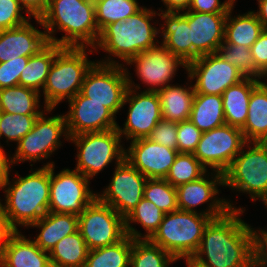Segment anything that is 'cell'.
<instances>
[{"label": "cell", "instance_id": "obj_31", "mask_svg": "<svg viewBox=\"0 0 267 267\" xmlns=\"http://www.w3.org/2000/svg\"><path fill=\"white\" fill-rule=\"evenodd\" d=\"M189 120L202 132L225 125L222 95L195 94Z\"/></svg>", "mask_w": 267, "mask_h": 267}, {"label": "cell", "instance_id": "obj_54", "mask_svg": "<svg viewBox=\"0 0 267 267\" xmlns=\"http://www.w3.org/2000/svg\"><path fill=\"white\" fill-rule=\"evenodd\" d=\"M187 265V267H204L200 264H198L197 262H195L194 260H192L191 258L188 259H183Z\"/></svg>", "mask_w": 267, "mask_h": 267}, {"label": "cell", "instance_id": "obj_52", "mask_svg": "<svg viewBox=\"0 0 267 267\" xmlns=\"http://www.w3.org/2000/svg\"><path fill=\"white\" fill-rule=\"evenodd\" d=\"M162 2L166 9L162 10L159 8V11L162 12H184L188 10L191 4V0H162Z\"/></svg>", "mask_w": 267, "mask_h": 267}, {"label": "cell", "instance_id": "obj_41", "mask_svg": "<svg viewBox=\"0 0 267 267\" xmlns=\"http://www.w3.org/2000/svg\"><path fill=\"white\" fill-rule=\"evenodd\" d=\"M38 116L0 112V139L5 137L7 145L9 141L18 144L32 130Z\"/></svg>", "mask_w": 267, "mask_h": 267}, {"label": "cell", "instance_id": "obj_28", "mask_svg": "<svg viewBox=\"0 0 267 267\" xmlns=\"http://www.w3.org/2000/svg\"><path fill=\"white\" fill-rule=\"evenodd\" d=\"M241 130L247 142H263L267 138L266 80H262L252 90L247 119Z\"/></svg>", "mask_w": 267, "mask_h": 267}, {"label": "cell", "instance_id": "obj_32", "mask_svg": "<svg viewBox=\"0 0 267 267\" xmlns=\"http://www.w3.org/2000/svg\"><path fill=\"white\" fill-rule=\"evenodd\" d=\"M41 93L24 86L0 89V112L9 114L40 115ZM40 108V109H39Z\"/></svg>", "mask_w": 267, "mask_h": 267}, {"label": "cell", "instance_id": "obj_47", "mask_svg": "<svg viewBox=\"0 0 267 267\" xmlns=\"http://www.w3.org/2000/svg\"><path fill=\"white\" fill-rule=\"evenodd\" d=\"M236 0H191L190 7L187 11L202 13H228Z\"/></svg>", "mask_w": 267, "mask_h": 267}, {"label": "cell", "instance_id": "obj_35", "mask_svg": "<svg viewBox=\"0 0 267 267\" xmlns=\"http://www.w3.org/2000/svg\"><path fill=\"white\" fill-rule=\"evenodd\" d=\"M132 238L126 235L118 243L89 250L84 267H130Z\"/></svg>", "mask_w": 267, "mask_h": 267}, {"label": "cell", "instance_id": "obj_10", "mask_svg": "<svg viewBox=\"0 0 267 267\" xmlns=\"http://www.w3.org/2000/svg\"><path fill=\"white\" fill-rule=\"evenodd\" d=\"M127 69L126 67L128 89L123 106L129 103V109L123 128L118 124L117 130L122 138L126 137L127 140L130 139L132 141L139 138H147L162 119V113L157 91H147L144 89L137 92V89L141 88L140 84H135Z\"/></svg>", "mask_w": 267, "mask_h": 267}, {"label": "cell", "instance_id": "obj_22", "mask_svg": "<svg viewBox=\"0 0 267 267\" xmlns=\"http://www.w3.org/2000/svg\"><path fill=\"white\" fill-rule=\"evenodd\" d=\"M49 43L46 32L29 21L19 27L0 30V63L17 57H31Z\"/></svg>", "mask_w": 267, "mask_h": 267}, {"label": "cell", "instance_id": "obj_50", "mask_svg": "<svg viewBox=\"0 0 267 267\" xmlns=\"http://www.w3.org/2000/svg\"><path fill=\"white\" fill-rule=\"evenodd\" d=\"M27 16L40 18L46 11L49 0H18Z\"/></svg>", "mask_w": 267, "mask_h": 267}, {"label": "cell", "instance_id": "obj_13", "mask_svg": "<svg viewBox=\"0 0 267 267\" xmlns=\"http://www.w3.org/2000/svg\"><path fill=\"white\" fill-rule=\"evenodd\" d=\"M78 230L89 250L116 244L126 236L124 218L97 197L78 215Z\"/></svg>", "mask_w": 267, "mask_h": 267}, {"label": "cell", "instance_id": "obj_33", "mask_svg": "<svg viewBox=\"0 0 267 267\" xmlns=\"http://www.w3.org/2000/svg\"><path fill=\"white\" fill-rule=\"evenodd\" d=\"M89 248L79 230L62 238L49 251L52 267H84Z\"/></svg>", "mask_w": 267, "mask_h": 267}, {"label": "cell", "instance_id": "obj_39", "mask_svg": "<svg viewBox=\"0 0 267 267\" xmlns=\"http://www.w3.org/2000/svg\"><path fill=\"white\" fill-rule=\"evenodd\" d=\"M143 198L153 202L164 213L179 209L176 188L165 179H147Z\"/></svg>", "mask_w": 267, "mask_h": 267}, {"label": "cell", "instance_id": "obj_24", "mask_svg": "<svg viewBox=\"0 0 267 267\" xmlns=\"http://www.w3.org/2000/svg\"><path fill=\"white\" fill-rule=\"evenodd\" d=\"M0 267H52L49 252L17 231L9 240Z\"/></svg>", "mask_w": 267, "mask_h": 267}, {"label": "cell", "instance_id": "obj_36", "mask_svg": "<svg viewBox=\"0 0 267 267\" xmlns=\"http://www.w3.org/2000/svg\"><path fill=\"white\" fill-rule=\"evenodd\" d=\"M177 260L149 239H132L130 267H169Z\"/></svg>", "mask_w": 267, "mask_h": 267}, {"label": "cell", "instance_id": "obj_1", "mask_svg": "<svg viewBox=\"0 0 267 267\" xmlns=\"http://www.w3.org/2000/svg\"><path fill=\"white\" fill-rule=\"evenodd\" d=\"M243 213L229 210L211 219L191 259L204 267H254V228L241 219Z\"/></svg>", "mask_w": 267, "mask_h": 267}, {"label": "cell", "instance_id": "obj_37", "mask_svg": "<svg viewBox=\"0 0 267 267\" xmlns=\"http://www.w3.org/2000/svg\"><path fill=\"white\" fill-rule=\"evenodd\" d=\"M137 0H104L95 5L96 24L99 32L108 24L121 22L138 12Z\"/></svg>", "mask_w": 267, "mask_h": 267}, {"label": "cell", "instance_id": "obj_30", "mask_svg": "<svg viewBox=\"0 0 267 267\" xmlns=\"http://www.w3.org/2000/svg\"><path fill=\"white\" fill-rule=\"evenodd\" d=\"M62 48V46L49 42L37 54L29 57L28 63L20 75L19 85L40 93L44 88L54 58Z\"/></svg>", "mask_w": 267, "mask_h": 267}, {"label": "cell", "instance_id": "obj_51", "mask_svg": "<svg viewBox=\"0 0 267 267\" xmlns=\"http://www.w3.org/2000/svg\"><path fill=\"white\" fill-rule=\"evenodd\" d=\"M11 167L14 168L11 164V155L7 157L4 146L0 145V187L8 179V176H10Z\"/></svg>", "mask_w": 267, "mask_h": 267}, {"label": "cell", "instance_id": "obj_21", "mask_svg": "<svg viewBox=\"0 0 267 267\" xmlns=\"http://www.w3.org/2000/svg\"><path fill=\"white\" fill-rule=\"evenodd\" d=\"M227 13L188 11L191 29V61L216 53L224 42Z\"/></svg>", "mask_w": 267, "mask_h": 267}, {"label": "cell", "instance_id": "obj_7", "mask_svg": "<svg viewBox=\"0 0 267 267\" xmlns=\"http://www.w3.org/2000/svg\"><path fill=\"white\" fill-rule=\"evenodd\" d=\"M224 186L248 194L252 201L267 199V146L263 142L244 145L224 173Z\"/></svg>", "mask_w": 267, "mask_h": 267}, {"label": "cell", "instance_id": "obj_17", "mask_svg": "<svg viewBox=\"0 0 267 267\" xmlns=\"http://www.w3.org/2000/svg\"><path fill=\"white\" fill-rule=\"evenodd\" d=\"M110 184L97 198L125 218L143 198L148 178L126 159L116 165Z\"/></svg>", "mask_w": 267, "mask_h": 267}, {"label": "cell", "instance_id": "obj_4", "mask_svg": "<svg viewBox=\"0 0 267 267\" xmlns=\"http://www.w3.org/2000/svg\"><path fill=\"white\" fill-rule=\"evenodd\" d=\"M156 12L143 6L125 20L105 26L100 31L93 50L97 51V48H100L109 54V57H104L105 59L97 62L123 66L139 53L158 46L160 41L156 37H160L158 36L159 28L150 22L154 19L153 17L159 15ZM113 57L119 58L123 62L119 63ZM124 62L125 64H123Z\"/></svg>", "mask_w": 267, "mask_h": 267}, {"label": "cell", "instance_id": "obj_2", "mask_svg": "<svg viewBox=\"0 0 267 267\" xmlns=\"http://www.w3.org/2000/svg\"><path fill=\"white\" fill-rule=\"evenodd\" d=\"M53 164L55 162L48 161L41 168H34V171L31 168L25 177L16 172V178L10 179L8 176L0 187L5 194V204L0 199V209L16 231L20 226L30 228L49 212L50 165Z\"/></svg>", "mask_w": 267, "mask_h": 267}, {"label": "cell", "instance_id": "obj_16", "mask_svg": "<svg viewBox=\"0 0 267 267\" xmlns=\"http://www.w3.org/2000/svg\"><path fill=\"white\" fill-rule=\"evenodd\" d=\"M186 72L189 82L195 79V94L222 95L227 88L245 79L237 67L222 59L217 52L191 61Z\"/></svg>", "mask_w": 267, "mask_h": 267}, {"label": "cell", "instance_id": "obj_38", "mask_svg": "<svg viewBox=\"0 0 267 267\" xmlns=\"http://www.w3.org/2000/svg\"><path fill=\"white\" fill-rule=\"evenodd\" d=\"M208 170L193 153H178L165 178L173 187L194 181L202 177Z\"/></svg>", "mask_w": 267, "mask_h": 267}, {"label": "cell", "instance_id": "obj_46", "mask_svg": "<svg viewBox=\"0 0 267 267\" xmlns=\"http://www.w3.org/2000/svg\"><path fill=\"white\" fill-rule=\"evenodd\" d=\"M250 52L256 69L267 80V29H264L256 42L250 47Z\"/></svg>", "mask_w": 267, "mask_h": 267}, {"label": "cell", "instance_id": "obj_34", "mask_svg": "<svg viewBox=\"0 0 267 267\" xmlns=\"http://www.w3.org/2000/svg\"><path fill=\"white\" fill-rule=\"evenodd\" d=\"M164 215L165 213L153 202L142 198L136 207L124 218L126 235L132 239H149L158 229ZM132 223H140L146 233L142 235L140 231L133 227Z\"/></svg>", "mask_w": 267, "mask_h": 267}, {"label": "cell", "instance_id": "obj_5", "mask_svg": "<svg viewBox=\"0 0 267 267\" xmlns=\"http://www.w3.org/2000/svg\"><path fill=\"white\" fill-rule=\"evenodd\" d=\"M86 47H63L55 56L43 88V108H56L61 101H69L81 90L84 78L95 61L88 58L93 53Z\"/></svg>", "mask_w": 267, "mask_h": 267}, {"label": "cell", "instance_id": "obj_55", "mask_svg": "<svg viewBox=\"0 0 267 267\" xmlns=\"http://www.w3.org/2000/svg\"><path fill=\"white\" fill-rule=\"evenodd\" d=\"M92 4L96 5L98 4L99 2L101 1H104V0H89Z\"/></svg>", "mask_w": 267, "mask_h": 267}, {"label": "cell", "instance_id": "obj_49", "mask_svg": "<svg viewBox=\"0 0 267 267\" xmlns=\"http://www.w3.org/2000/svg\"><path fill=\"white\" fill-rule=\"evenodd\" d=\"M17 231L11 226L9 219L4 215L3 211L0 209V264L4 255V251L10 238Z\"/></svg>", "mask_w": 267, "mask_h": 267}, {"label": "cell", "instance_id": "obj_44", "mask_svg": "<svg viewBox=\"0 0 267 267\" xmlns=\"http://www.w3.org/2000/svg\"><path fill=\"white\" fill-rule=\"evenodd\" d=\"M29 57H17L0 63V89L19 85V78L28 63Z\"/></svg>", "mask_w": 267, "mask_h": 267}, {"label": "cell", "instance_id": "obj_6", "mask_svg": "<svg viewBox=\"0 0 267 267\" xmlns=\"http://www.w3.org/2000/svg\"><path fill=\"white\" fill-rule=\"evenodd\" d=\"M211 219L210 216L199 212L180 209L165 213L158 229L149 240L178 260L192 258Z\"/></svg>", "mask_w": 267, "mask_h": 267}, {"label": "cell", "instance_id": "obj_9", "mask_svg": "<svg viewBox=\"0 0 267 267\" xmlns=\"http://www.w3.org/2000/svg\"><path fill=\"white\" fill-rule=\"evenodd\" d=\"M54 108H44L37 117L33 128L16 145L15 154L11 157V164L25 161L38 162L50 158L62 143L61 138L69 141L64 114L48 117ZM46 111V112H45ZM47 116V117H45ZM61 137V138H60Z\"/></svg>", "mask_w": 267, "mask_h": 267}, {"label": "cell", "instance_id": "obj_40", "mask_svg": "<svg viewBox=\"0 0 267 267\" xmlns=\"http://www.w3.org/2000/svg\"><path fill=\"white\" fill-rule=\"evenodd\" d=\"M217 53L229 64L237 67L245 78L266 79L255 67L250 48L242 45H222Z\"/></svg>", "mask_w": 267, "mask_h": 267}, {"label": "cell", "instance_id": "obj_56", "mask_svg": "<svg viewBox=\"0 0 267 267\" xmlns=\"http://www.w3.org/2000/svg\"><path fill=\"white\" fill-rule=\"evenodd\" d=\"M263 204L265 205V208H267V199L263 202Z\"/></svg>", "mask_w": 267, "mask_h": 267}, {"label": "cell", "instance_id": "obj_48", "mask_svg": "<svg viewBox=\"0 0 267 267\" xmlns=\"http://www.w3.org/2000/svg\"><path fill=\"white\" fill-rule=\"evenodd\" d=\"M254 267H267V230L254 229Z\"/></svg>", "mask_w": 267, "mask_h": 267}, {"label": "cell", "instance_id": "obj_3", "mask_svg": "<svg viewBox=\"0 0 267 267\" xmlns=\"http://www.w3.org/2000/svg\"><path fill=\"white\" fill-rule=\"evenodd\" d=\"M35 20L48 41L62 47L93 48L100 34L95 5L89 0H49L45 13ZM58 30L65 33L60 39L54 37Z\"/></svg>", "mask_w": 267, "mask_h": 267}, {"label": "cell", "instance_id": "obj_26", "mask_svg": "<svg viewBox=\"0 0 267 267\" xmlns=\"http://www.w3.org/2000/svg\"><path fill=\"white\" fill-rule=\"evenodd\" d=\"M261 81L245 78L241 82L230 86L222 94L225 123L242 128L248 115L249 100L252 90Z\"/></svg>", "mask_w": 267, "mask_h": 267}, {"label": "cell", "instance_id": "obj_25", "mask_svg": "<svg viewBox=\"0 0 267 267\" xmlns=\"http://www.w3.org/2000/svg\"><path fill=\"white\" fill-rule=\"evenodd\" d=\"M30 227L40 229L33 241L42 250L49 252L62 238L78 230V216L48 212Z\"/></svg>", "mask_w": 267, "mask_h": 267}, {"label": "cell", "instance_id": "obj_15", "mask_svg": "<svg viewBox=\"0 0 267 267\" xmlns=\"http://www.w3.org/2000/svg\"><path fill=\"white\" fill-rule=\"evenodd\" d=\"M209 173L208 171L199 179L176 187L178 208L198 212L195 207L209 202L207 208L199 210V213L210 216L212 219L225 215L229 210L245 211V207H234L230 199L216 196L220 190L218 186H224V174L215 171H212L211 175Z\"/></svg>", "mask_w": 267, "mask_h": 267}, {"label": "cell", "instance_id": "obj_14", "mask_svg": "<svg viewBox=\"0 0 267 267\" xmlns=\"http://www.w3.org/2000/svg\"><path fill=\"white\" fill-rule=\"evenodd\" d=\"M246 143L240 128L225 124L203 132L193 154L207 170L224 174Z\"/></svg>", "mask_w": 267, "mask_h": 267}, {"label": "cell", "instance_id": "obj_45", "mask_svg": "<svg viewBox=\"0 0 267 267\" xmlns=\"http://www.w3.org/2000/svg\"><path fill=\"white\" fill-rule=\"evenodd\" d=\"M147 138L152 142L177 150V122L162 118Z\"/></svg>", "mask_w": 267, "mask_h": 267}, {"label": "cell", "instance_id": "obj_57", "mask_svg": "<svg viewBox=\"0 0 267 267\" xmlns=\"http://www.w3.org/2000/svg\"><path fill=\"white\" fill-rule=\"evenodd\" d=\"M263 143L267 146V138L263 141Z\"/></svg>", "mask_w": 267, "mask_h": 267}, {"label": "cell", "instance_id": "obj_29", "mask_svg": "<svg viewBox=\"0 0 267 267\" xmlns=\"http://www.w3.org/2000/svg\"><path fill=\"white\" fill-rule=\"evenodd\" d=\"M160 98L162 118L173 122H182L190 118L195 91L191 84H169L157 91Z\"/></svg>", "mask_w": 267, "mask_h": 267}, {"label": "cell", "instance_id": "obj_12", "mask_svg": "<svg viewBox=\"0 0 267 267\" xmlns=\"http://www.w3.org/2000/svg\"><path fill=\"white\" fill-rule=\"evenodd\" d=\"M128 81L125 65L95 62L85 75L80 93L101 103L115 116L123 107Z\"/></svg>", "mask_w": 267, "mask_h": 267}, {"label": "cell", "instance_id": "obj_42", "mask_svg": "<svg viewBox=\"0 0 267 267\" xmlns=\"http://www.w3.org/2000/svg\"><path fill=\"white\" fill-rule=\"evenodd\" d=\"M23 10L18 0H0V30L19 27L28 21L30 16L23 15Z\"/></svg>", "mask_w": 267, "mask_h": 267}, {"label": "cell", "instance_id": "obj_23", "mask_svg": "<svg viewBox=\"0 0 267 267\" xmlns=\"http://www.w3.org/2000/svg\"><path fill=\"white\" fill-rule=\"evenodd\" d=\"M163 24L159 28L161 44L172 54L179 56L186 64L191 62V29L188 23V11L159 12ZM162 30V31H161Z\"/></svg>", "mask_w": 267, "mask_h": 267}, {"label": "cell", "instance_id": "obj_53", "mask_svg": "<svg viewBox=\"0 0 267 267\" xmlns=\"http://www.w3.org/2000/svg\"><path fill=\"white\" fill-rule=\"evenodd\" d=\"M258 11L254 12L263 25L264 29H267V0H257Z\"/></svg>", "mask_w": 267, "mask_h": 267}, {"label": "cell", "instance_id": "obj_18", "mask_svg": "<svg viewBox=\"0 0 267 267\" xmlns=\"http://www.w3.org/2000/svg\"><path fill=\"white\" fill-rule=\"evenodd\" d=\"M133 63L136 64L134 71L137 78L149 86L147 91H158L169 85L179 66L187 70V64L162 44L139 53L126 65L131 66Z\"/></svg>", "mask_w": 267, "mask_h": 267}, {"label": "cell", "instance_id": "obj_11", "mask_svg": "<svg viewBox=\"0 0 267 267\" xmlns=\"http://www.w3.org/2000/svg\"><path fill=\"white\" fill-rule=\"evenodd\" d=\"M50 165L49 212L80 215L97 197L90 189V180L76 169L64 168L55 174Z\"/></svg>", "mask_w": 267, "mask_h": 267}, {"label": "cell", "instance_id": "obj_27", "mask_svg": "<svg viewBox=\"0 0 267 267\" xmlns=\"http://www.w3.org/2000/svg\"><path fill=\"white\" fill-rule=\"evenodd\" d=\"M234 5L229 9L225 21L224 42L222 45H242L250 48L264 27L254 11L232 16Z\"/></svg>", "mask_w": 267, "mask_h": 267}, {"label": "cell", "instance_id": "obj_20", "mask_svg": "<svg viewBox=\"0 0 267 267\" xmlns=\"http://www.w3.org/2000/svg\"><path fill=\"white\" fill-rule=\"evenodd\" d=\"M179 152L148 138L130 141L125 159L148 179H165Z\"/></svg>", "mask_w": 267, "mask_h": 267}, {"label": "cell", "instance_id": "obj_43", "mask_svg": "<svg viewBox=\"0 0 267 267\" xmlns=\"http://www.w3.org/2000/svg\"><path fill=\"white\" fill-rule=\"evenodd\" d=\"M203 132L189 119L177 122V151L179 153H194Z\"/></svg>", "mask_w": 267, "mask_h": 267}, {"label": "cell", "instance_id": "obj_19", "mask_svg": "<svg viewBox=\"0 0 267 267\" xmlns=\"http://www.w3.org/2000/svg\"><path fill=\"white\" fill-rule=\"evenodd\" d=\"M69 111L64 115L69 137L83 133L103 132L116 129L115 116L101 103L90 101L80 92L67 101Z\"/></svg>", "mask_w": 267, "mask_h": 267}, {"label": "cell", "instance_id": "obj_8", "mask_svg": "<svg viewBox=\"0 0 267 267\" xmlns=\"http://www.w3.org/2000/svg\"><path fill=\"white\" fill-rule=\"evenodd\" d=\"M121 139L117 128L69 137V141L77 147V164L74 169L90 180L114 159L115 165L120 164L125 159V148L121 144Z\"/></svg>", "mask_w": 267, "mask_h": 267}]
</instances>
